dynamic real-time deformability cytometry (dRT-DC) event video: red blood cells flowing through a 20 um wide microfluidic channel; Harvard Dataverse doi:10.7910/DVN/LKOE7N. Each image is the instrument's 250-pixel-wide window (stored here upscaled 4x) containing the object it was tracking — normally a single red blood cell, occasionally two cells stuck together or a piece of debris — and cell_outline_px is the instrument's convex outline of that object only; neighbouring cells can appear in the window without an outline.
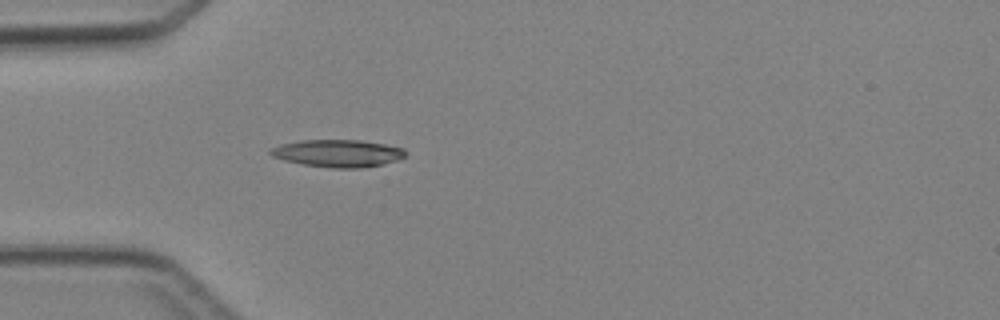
{"species": "Egyptian fruit bat (a non-hibernating species)", "species_latin": "Rousettus aegyptiacus", "temperature_condition": "cold", "stored_images_in_passage": 4, "camera_frame_rate_fps": 3000, "um_per_image_px": 0.085, "animal": {"sex": "female"}, "frame": {"image": 1, "passage_image": 4, "time_ms": 3.667, "image_size_px": [1000, 320], "cell_outline_px": [[404, 156], [400, 160], [384, 164], [360, 168], [332, 168], [304, 164], [284, 160], [272, 156], [268, 152], [272, 148], [280, 144], [300, 140], [360, 140], [384, 144], [404, 148]], "centroid_in_image_um": [28.72, 13.03], "position_along_channel_um": 56.3, "area_um2": 21.5}}